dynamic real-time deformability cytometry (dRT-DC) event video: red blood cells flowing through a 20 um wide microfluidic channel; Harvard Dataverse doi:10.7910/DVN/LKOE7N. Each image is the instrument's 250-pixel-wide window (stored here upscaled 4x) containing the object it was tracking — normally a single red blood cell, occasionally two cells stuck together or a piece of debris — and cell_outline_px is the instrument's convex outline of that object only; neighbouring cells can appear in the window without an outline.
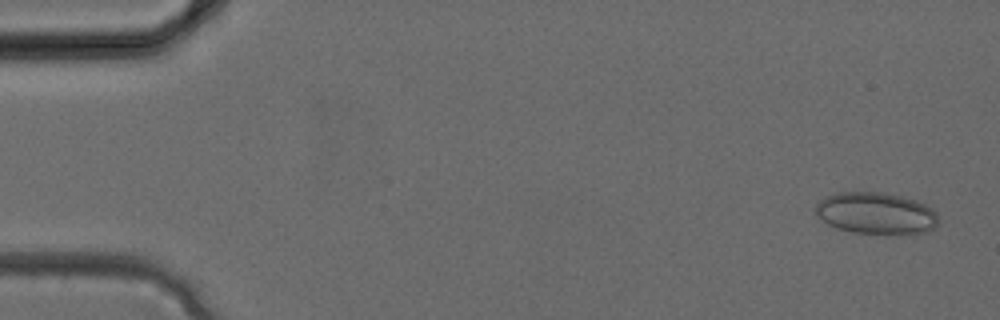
{"species": "common noctule bat (a hibernating species)", "species_latin": "Nyctalus noctula", "temperature_condition": "cold", "stored_images_in_passage": 34, "camera_frame_rate_fps": 3000, "um_per_image_px": 0.085, "animal": {"sex": "female", "body_mass_g": 24.6, "forearm_length_mm": 56.2}, "frame": {"image": 1, "passage_image": 2, "time_ms": 0.333, "image_size_px": [1000, 320], "cell_outline_px": [[936, 228], [928, 232], [852, 232], [836, 228], [828, 224], [816, 216], [812, 208], [824, 196], [836, 192], [880, 192], [900, 196], [916, 200], [932, 208], [936, 212]], "centroid_in_image_um": [74.38, 18.09], "position_along_channel_um": 10.6, "area_um2": 29.59}}
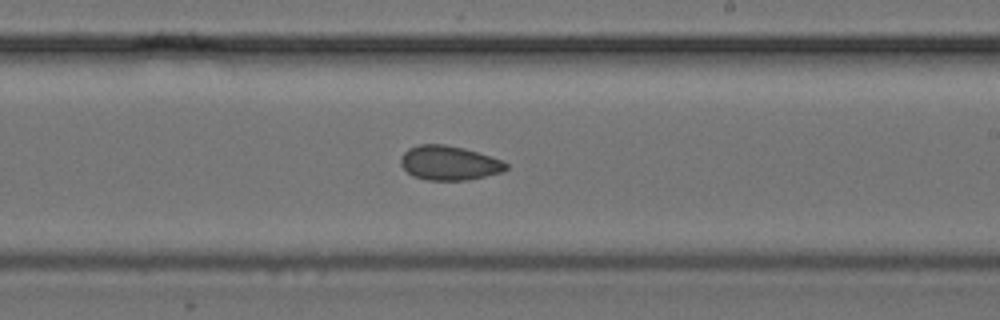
{"frame": {"image": 2, "passage_image": 20, "time_ms": 6.333, "image_size_px": [1000, 320], "cell_outline_px": [[508, 168], [504, 172], [468, 180], [428, 180], [412, 176], [400, 164], [400, 156], [408, 148], [420, 144], [444, 144], [464, 148], [504, 160], [508, 164]], "centroid_in_image_um": [38.2, 13.85], "position_along_channel_um": 250.8, "area_um2": 21.33}}
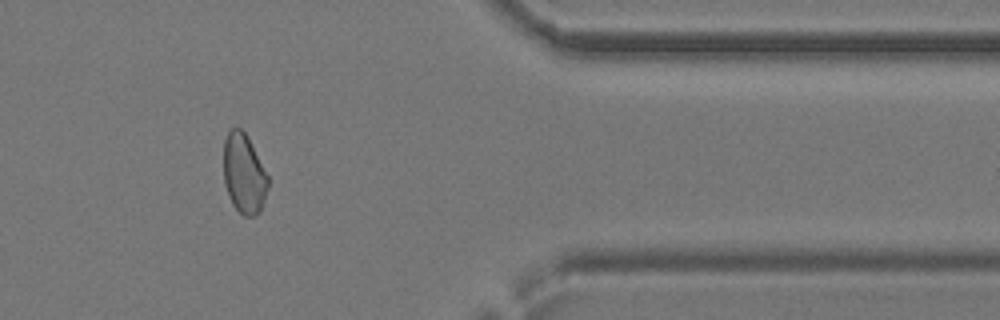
{"frame": {"image": 3, "passage_image": 28, "time_ms": 9.0, "image_size_px": [1000, 320], "cell_outline_px": [[268, 188], [264, 200], [260, 208], [252, 216], [244, 216], [232, 204], [228, 196], [224, 184], [224, 140], [228, 132], [232, 128], [240, 128], [248, 136], [268, 176]], "centroid_in_image_um": [20.72, 14.74], "position_along_channel_um": 390.7, "area_um2": 20.46}}